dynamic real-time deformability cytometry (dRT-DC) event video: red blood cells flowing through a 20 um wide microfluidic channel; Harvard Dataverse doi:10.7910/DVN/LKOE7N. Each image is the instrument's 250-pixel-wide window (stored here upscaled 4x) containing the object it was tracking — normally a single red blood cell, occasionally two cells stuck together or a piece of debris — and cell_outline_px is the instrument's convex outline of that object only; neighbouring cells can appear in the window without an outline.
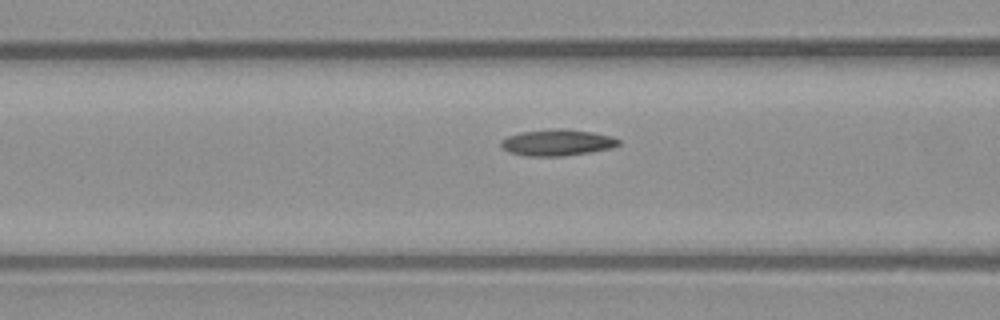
{"species": "common noctule bat (a hibernating species)", "species_latin": "Nyctalus noctula", "temperature_condition": "warm", "stored_images_in_passage": 23, "camera_frame_rate_fps": 3000, "um_per_image_px": 0.085, "animal": {"sex": "male", "body_mass_g": 23.1, "forearm_length_mm": 52.7}, "frame": {"image": 1, "passage_image": 14, "time_ms": 4.333, "image_size_px": [1000, 320], "cell_outline_px": [[620, 144], [612, 148], [592, 152], [564, 156], [524, 156], [508, 152], [500, 144], [500, 140], [508, 136], [520, 132], [560, 128], [592, 132], [612, 136], [620, 140]], "centroid_in_image_um": [47.37, 12.12], "position_along_channel_um": 119.2, "area_um2": 18.15}}
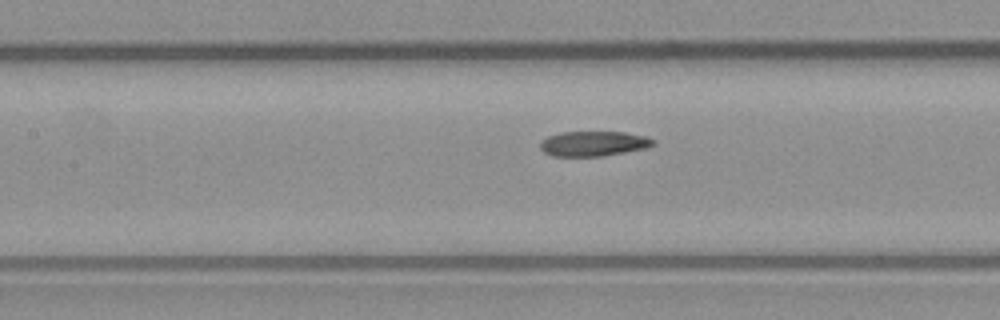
{"frame": {"image": 2, "passage_image": 17, "time_ms": 5.333, "image_size_px": [1000, 320], "cell_outline_px": [[656, 144], [648, 148], [600, 156], [552, 156], [544, 152], [540, 148], [540, 144], [548, 136], [560, 132], [624, 132], [648, 136], [656, 140]], "centroid_in_image_um": [50.51, 12.2], "position_along_channel_um": 156.9, "area_um2": 16.53}}
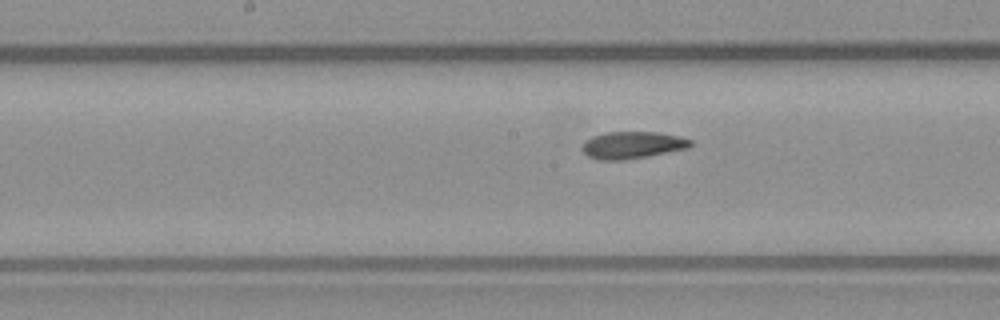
{"frame": {"image": 3, "passage_image": 20, "time_ms": 6.333, "image_size_px": [1000, 320], "cell_outline_px": [[692, 148], [648, 156], [624, 160], [596, 160], [588, 156], [584, 152], [584, 144], [592, 136], [604, 132], [660, 132], [692, 140]], "centroid_in_image_um": [53.8, 12.33], "position_along_channel_um": 194.4, "area_um2": 17.11}}